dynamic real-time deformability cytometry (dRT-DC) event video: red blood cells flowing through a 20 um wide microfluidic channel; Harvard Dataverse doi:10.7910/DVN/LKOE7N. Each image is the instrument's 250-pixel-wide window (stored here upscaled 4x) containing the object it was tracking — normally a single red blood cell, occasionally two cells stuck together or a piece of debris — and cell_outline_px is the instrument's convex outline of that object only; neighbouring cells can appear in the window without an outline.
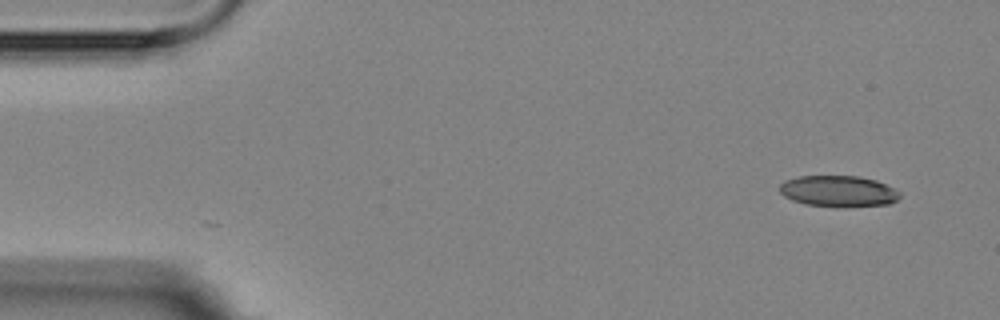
{"species": "Egyptian fruit bat (a non-hibernating species)", "species_latin": "Rousettus aegyptiacus", "temperature_condition": "room temperature", "stored_images_in_passage": 5, "camera_frame_rate_fps": 3000, "um_per_image_px": 0.085, "animal": {"sex": "female"}, "frame": {"image": 1, "passage_image": 1, "time_ms": 0.0, "image_size_px": [1000, 320], "cell_outline_px": [[900, 196], [896, 200], [888, 204], [808, 204], [792, 200], [784, 196], [780, 192], [780, 184], [784, 180], [796, 176], [860, 176], [876, 180], [900, 192]], "centroid_in_image_um": [71.21, 16.19], "position_along_channel_um": 13.8, "area_um2": 20.81}}
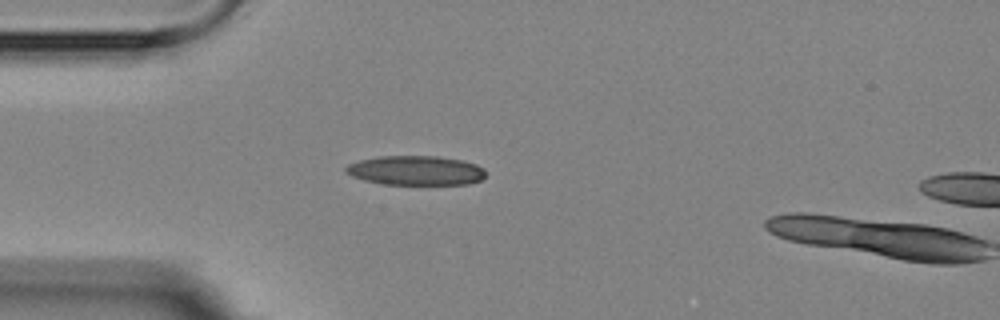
{"frame": {"image": 2, "passage_image": 4, "time_ms": 3.667, "image_size_px": [1000, 320], "cell_outline_px": [[484, 176], [480, 180], [468, 184], [384, 184], [364, 180], [352, 176], [344, 172], [344, 168], [348, 164], [360, 160], [380, 156], [436, 156], [460, 160], [476, 164], [484, 168]], "centroid_in_image_um": [35.31, 14.49], "position_along_channel_um": 49.7, "area_um2": 23.87}}